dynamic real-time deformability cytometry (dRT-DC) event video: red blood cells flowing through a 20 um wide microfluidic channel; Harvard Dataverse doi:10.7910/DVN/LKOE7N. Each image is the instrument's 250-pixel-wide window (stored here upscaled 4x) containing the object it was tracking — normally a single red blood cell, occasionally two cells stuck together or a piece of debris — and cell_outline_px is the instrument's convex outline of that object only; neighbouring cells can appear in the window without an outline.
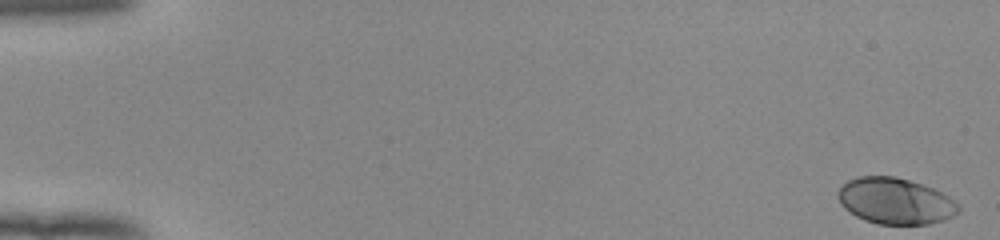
{"species": "human", "species_latin": "Homo sapiens", "temperature_condition": "room temperature", "stored_images_in_passage": 53, "camera_frame_rate_fps": 3000, "um_per_image_px": 0.085, "donor": {"sex": "female"}, "frame": {"image": 1, "passage_image": 1, "time_ms": 0.0, "image_size_px": [1000, 240], "cell_outline_px": [[960, 212], [944, 220], [928, 224], [880, 224], [864, 220], [856, 216], [844, 208], [840, 204], [836, 196], [836, 192], [848, 180], [860, 176], [896, 176], [932, 188], [948, 196], [960, 204]], "centroid_in_image_um": [76.09, 17.09], "position_along_channel_um": 8.9, "area_um2": 32.48}}
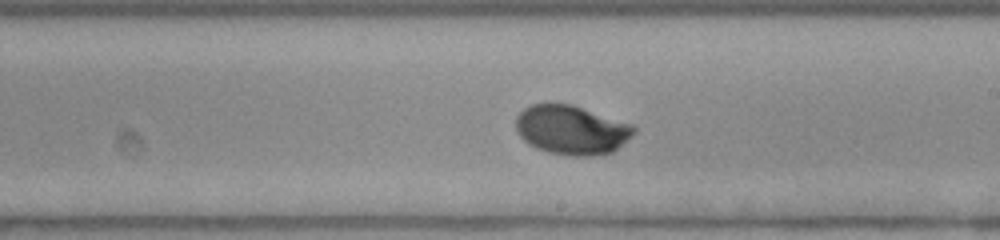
{"frame": {"image": 2, "passage_image": 32, "time_ms": 10.333, "image_size_px": [1000, 240], "cell_outline_px": [[636, 132], [632, 136], [612, 152], [592, 156], [572, 156], [548, 152], [536, 148], [528, 144], [516, 132], [516, 116], [524, 108], [532, 104], [572, 104], [632, 124], [636, 128]], "centroid_in_image_um": [48.57, 11.04], "position_along_channel_um": 240.4, "area_um2": 33.87}}
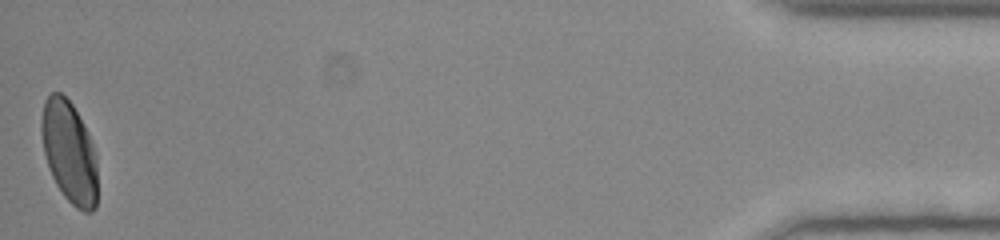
{"frame": {"image": 3, "passage_image": 53, "time_ms": 17.333, "image_size_px": [1000, 240], "cell_outline_px": [[96, 208], [92, 212], [84, 212], [76, 208], [64, 196], [56, 184], [52, 176], [44, 152], [40, 132], [40, 120], [44, 100], [52, 92], [60, 92], [72, 104], [88, 132], [96, 156]], "centroid_in_image_um": [5.87, 12.92], "position_along_channel_um": 429.3, "area_um2": 33.23}, "authors_computed_cell_mechanics": {"area_um2": 32.7726, "velocity_mm_per_s": 3.9212, "shape_relaxation_time_tau1_ms": 2.573, "shape_relaxation_time_tau2_ms": null, "deformation_change_tau1": 0.1325, "deformation_change_tau2": null}}